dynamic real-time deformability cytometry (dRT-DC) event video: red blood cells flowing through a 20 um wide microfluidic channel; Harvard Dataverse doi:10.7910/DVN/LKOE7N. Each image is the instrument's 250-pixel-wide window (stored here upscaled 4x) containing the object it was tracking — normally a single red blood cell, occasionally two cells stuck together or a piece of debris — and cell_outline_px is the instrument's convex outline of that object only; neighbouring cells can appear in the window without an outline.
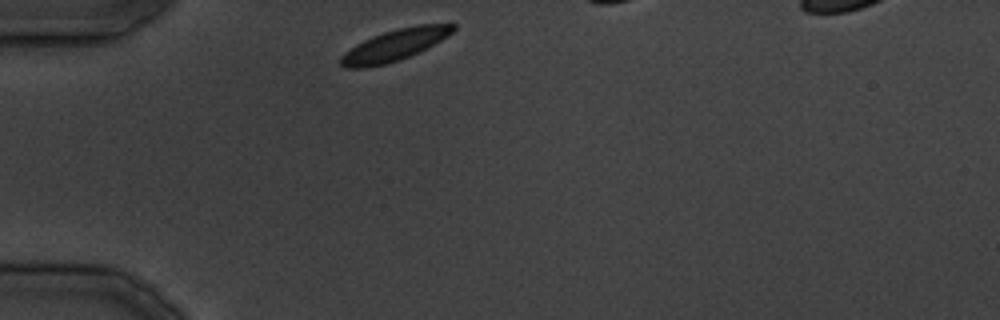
{"species": "common noctule bat (a hibernating species)", "species_latin": "Nyctalus noctula", "temperature_condition": "cold", "stored_images_in_passage": 22, "camera_frame_rate_fps": 3000, "um_per_image_px": 0.085, "animal": {"sex": "male", "body_mass_g": 19.5, "forearm_length_mm": 54.6}, "frame": {"image": 1, "passage_image": 1, "time_ms": 0.0, "image_size_px": [1000, 320], "cell_outline_px": [[456, 28], [448, 36], [408, 56], [384, 64], [364, 68], [344, 68], [340, 64], [340, 56], [344, 52], [356, 44], [372, 36], [384, 32], [416, 24], [456, 24]], "centroid_in_image_um": [33.49, 3.82], "position_along_channel_um": 51.5, "area_um2": 20.11}}
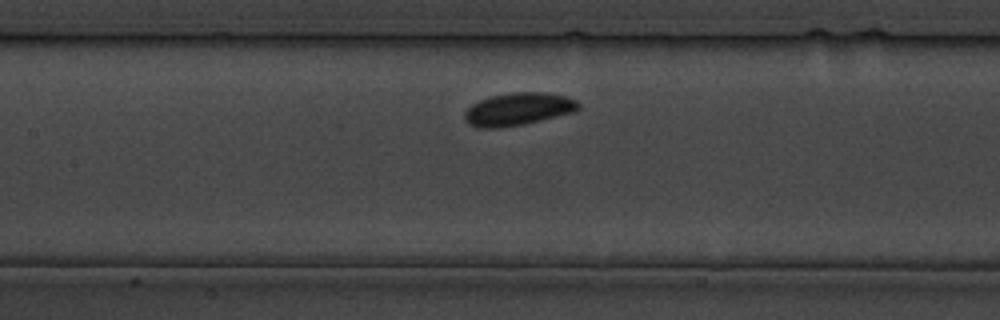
{"frame": {"image": 2, "passage_image": 8, "time_ms": 9.0, "image_size_px": [1000, 320], "cell_outline_px": [[580, 108], [576, 112], [524, 124], [500, 128], [476, 128], [468, 124], [464, 120], [464, 112], [472, 104], [480, 100], [492, 96], [516, 92], [544, 92], [564, 96], [576, 100], [580, 104]], "centroid_in_image_um": [44.04, 9.29], "position_along_channel_um": 163.4, "area_um2": 21.79}}
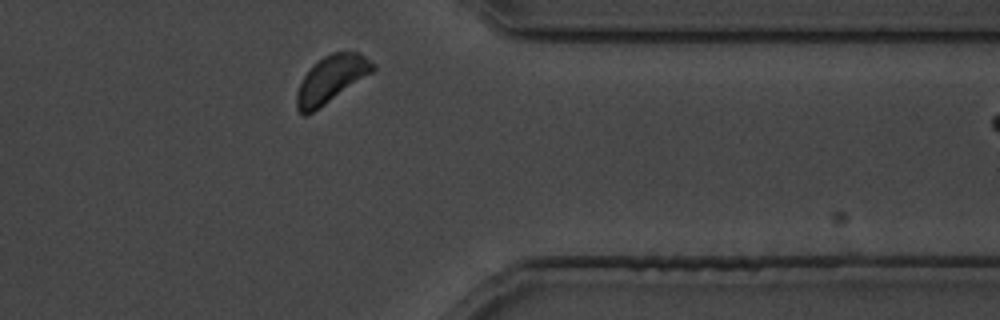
{"frame": {"image": 3, "passage_image": 21, "time_ms": 24.667, "image_size_px": [1000, 320], "cell_outline_px": [[376, 68], [372, 72], [308, 116], [304, 116], [296, 108], [296, 92], [304, 76], [324, 56], [332, 52], [356, 52], [364, 56], [376, 64]], "centroid_in_image_um": [28.14, 6.76], "position_along_channel_um": 383.3, "area_um2": 20.46}}